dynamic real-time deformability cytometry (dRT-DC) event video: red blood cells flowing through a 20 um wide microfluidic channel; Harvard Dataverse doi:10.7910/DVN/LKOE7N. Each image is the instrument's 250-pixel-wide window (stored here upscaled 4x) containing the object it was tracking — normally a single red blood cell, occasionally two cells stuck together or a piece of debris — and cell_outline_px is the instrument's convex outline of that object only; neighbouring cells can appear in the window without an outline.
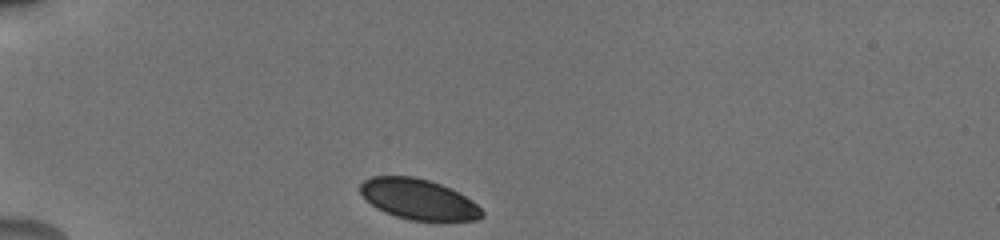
{"species": "human", "species_latin": "Homo sapiens", "temperature_condition": "cold", "stored_images_in_passage": 20, "camera_frame_rate_fps": 3000, "um_per_image_px": 0.085, "donor": {"sex": "male"}, "frame": {"image": 1, "passage_image": 1, "time_ms": 0.0, "image_size_px": [1000, 240], "cell_outline_px": [[484, 216], [476, 220], [408, 220], [384, 212], [376, 208], [360, 192], [360, 184], [364, 180], [372, 176], [412, 176], [428, 180], [440, 184], [472, 200], [484, 212]], "centroid_in_image_um": [35.55, 16.94], "position_along_channel_um": 49.4, "area_um2": 28.38}}
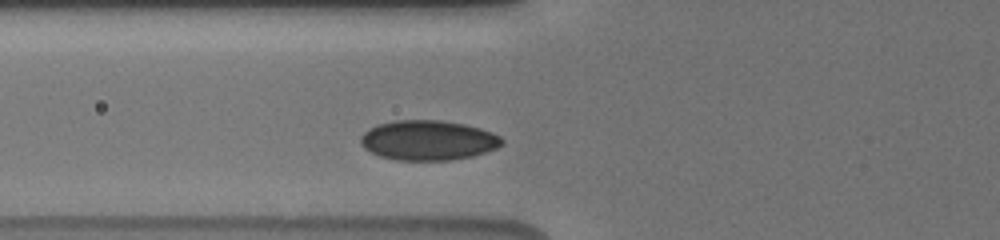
{"frame": {"image": 2, "passage_image": 10, "time_ms": 2.0, "image_size_px": [1000, 240], "cell_outline_px": [[504, 144], [496, 148], [472, 156], [448, 160], [396, 160], [380, 156], [364, 148], [360, 144], [360, 136], [368, 128], [376, 124], [396, 120], [440, 120], [464, 124], [480, 128], [492, 132], [500, 136], [504, 140]], "centroid_in_image_um": [36.37, 11.91], "position_along_channel_um": 89.4, "area_um2": 32.95}}
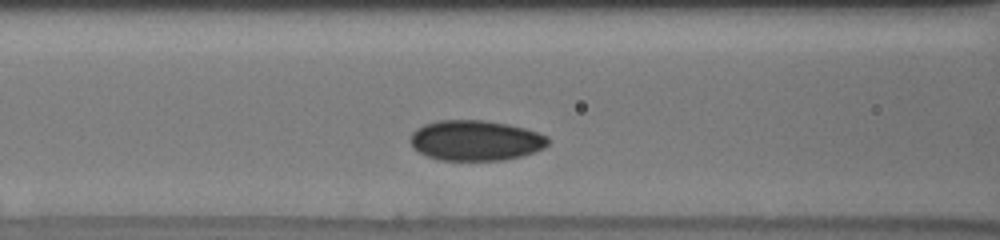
{"frame": {"image": 3, "passage_image": 14, "time_ms": 3.0, "image_size_px": [1000, 240], "cell_outline_px": [[548, 144], [544, 148], [520, 156], [504, 160], [440, 160], [428, 156], [412, 148], [408, 140], [412, 132], [416, 128], [424, 124], [440, 120], [484, 120], [508, 124], [524, 128], [548, 136]], "centroid_in_image_um": [40.38, 11.93], "position_along_channel_um": 126.2, "area_um2": 32.43}}